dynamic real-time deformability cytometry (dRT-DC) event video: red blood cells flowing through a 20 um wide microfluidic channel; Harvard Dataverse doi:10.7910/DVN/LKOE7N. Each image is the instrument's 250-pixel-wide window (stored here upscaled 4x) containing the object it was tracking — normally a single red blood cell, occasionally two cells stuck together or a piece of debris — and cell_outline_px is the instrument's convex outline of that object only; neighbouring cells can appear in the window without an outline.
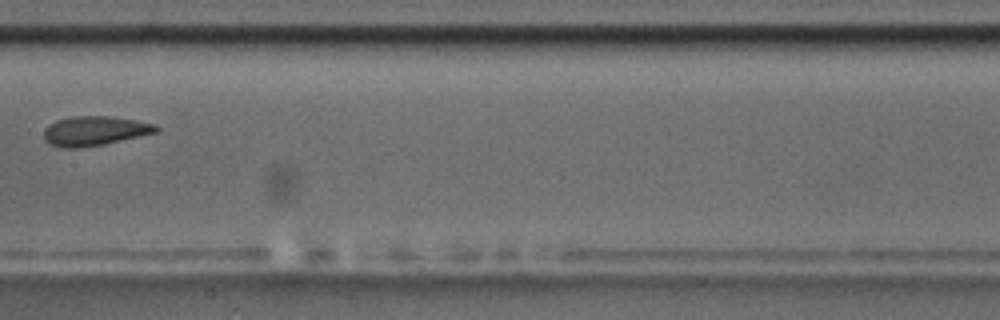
{"species": "common noctule bat (a hibernating species)", "species_latin": "Nyctalus noctula", "temperature_condition": "room temperature", "stored_images_in_passage": 9, "camera_frame_rate_fps": 3000, "um_per_image_px": 0.085, "animal": {"sex": "male", "body_mass_g": 17.5, "forearm_length_mm": 52.3}, "frame": {"image": 1, "passage_image": 9, "time_ms": 9.333, "image_size_px": [1000, 320], "cell_outline_px": [[160, 128], [156, 132], [104, 144], [80, 148], [64, 148], [48, 144], [44, 140], [44, 128], [48, 124], [56, 120], [72, 116], [112, 116], [156, 124]], "centroid_in_image_um": [7.99, 11.12], "position_along_channel_um": 199.4, "area_um2": 19.36}}